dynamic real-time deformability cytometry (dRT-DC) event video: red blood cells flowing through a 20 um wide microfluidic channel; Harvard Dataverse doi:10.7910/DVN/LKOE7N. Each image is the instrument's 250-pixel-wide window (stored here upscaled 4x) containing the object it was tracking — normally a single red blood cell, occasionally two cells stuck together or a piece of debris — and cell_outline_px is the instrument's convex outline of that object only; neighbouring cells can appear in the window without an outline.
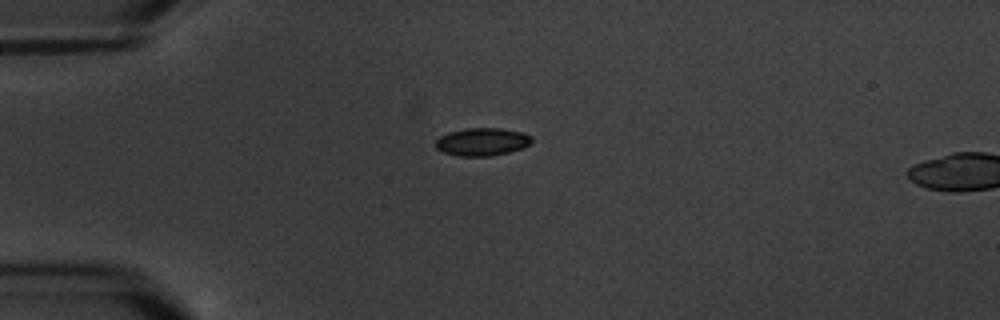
{"species": "common noctule bat (a hibernating species)", "species_latin": "Nyctalus noctula", "temperature_condition": "warm", "stored_images_in_passage": 2, "camera_frame_rate_fps": 3000, "um_per_image_px": 0.085, "animal": {"sex": "male", "body_mass_g": 20.1, "forearm_length_mm": 53.5}, "frame": {"image": 1, "passage_image": 1, "time_ms": 0.0, "image_size_px": [1000, 320], "cell_outline_px": [[532, 140], [524, 148], [492, 156], [460, 156], [444, 152], [436, 148], [432, 144], [440, 136], [448, 132], [464, 128], [500, 128], [524, 132], [532, 136]], "centroid_in_image_um": [40.97, 12.04], "position_along_channel_um": 44.0, "area_um2": 15.78}}